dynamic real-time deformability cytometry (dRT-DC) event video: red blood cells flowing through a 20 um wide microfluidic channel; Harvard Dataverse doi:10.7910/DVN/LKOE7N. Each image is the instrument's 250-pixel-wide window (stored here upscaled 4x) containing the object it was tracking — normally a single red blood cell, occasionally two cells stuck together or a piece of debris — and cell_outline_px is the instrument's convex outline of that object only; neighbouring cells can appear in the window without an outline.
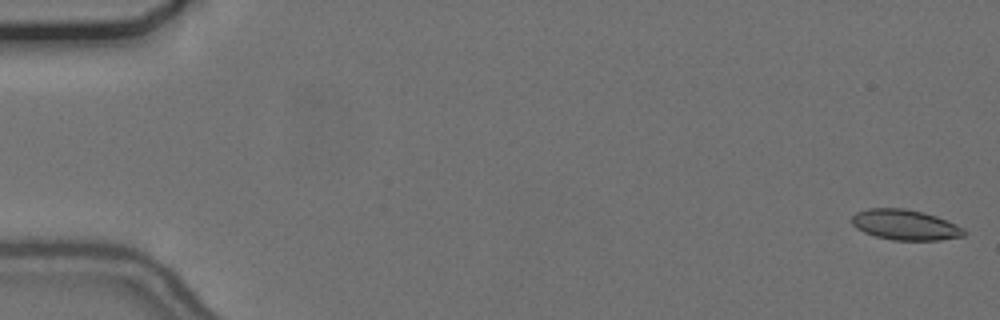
{"species": "common noctule bat (a hibernating species)", "species_latin": "Nyctalus noctula", "temperature_condition": "cold", "stored_images_in_passage": 56, "camera_frame_rate_fps": 3000, "um_per_image_px": 0.085, "animal": {"sex": "female", "body_mass_g": 24.6, "forearm_length_mm": 56.2}, "frame": {"image": 1, "passage_image": 1, "time_ms": 0.0, "image_size_px": [1000, 320], "cell_outline_px": [[968, 232], [964, 236], [940, 240], [892, 240], [876, 236], [864, 232], [856, 228], [852, 224], [852, 216], [856, 212], [868, 208], [904, 208], [924, 212], [936, 216], [956, 224], [964, 228]], "centroid_in_image_um": [76.96, 19.11], "position_along_channel_um": 8.0, "area_um2": 20.0}}
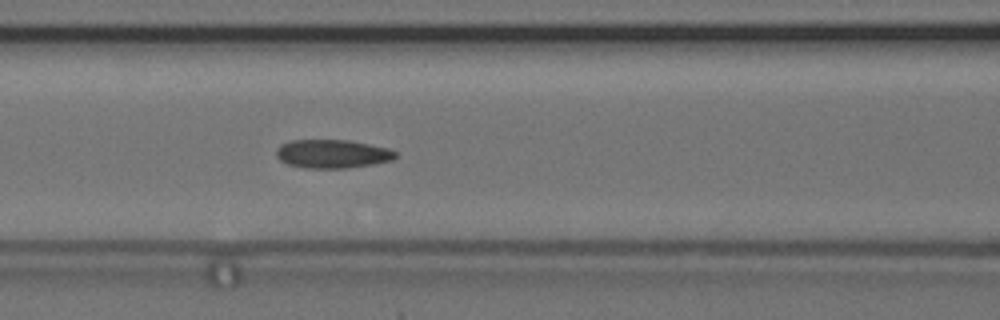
{"frame": {"image": 2, "passage_image": 24, "time_ms": 7.667, "image_size_px": [1000, 320], "cell_outline_px": [[396, 156], [392, 160], [372, 164], [348, 168], [304, 168], [288, 164], [280, 160], [276, 156], [276, 148], [280, 144], [292, 140], [348, 140], [388, 148], [396, 152]], "centroid_in_image_um": [28.21, 13.08], "position_along_channel_um": 138.4, "area_um2": 19.83}}
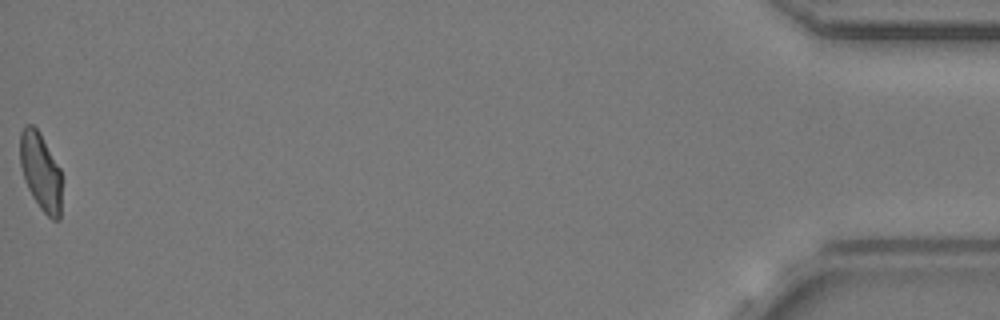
{"frame": {"image": 3, "passage_image": 56, "time_ms": 18.333, "image_size_px": [1000, 320], "cell_outline_px": [[60, 220], [52, 220], [40, 208], [32, 196], [24, 180], [20, 164], [20, 132], [24, 124], [32, 124], [40, 132], [60, 168]], "centroid_in_image_um": [3.43, 14.55], "position_along_channel_um": 431.8, "area_um2": 18.84}, "authors_computed_cell_mechanics": {"area_um2": 19.8832, "velocity_mm_per_s": 3.6856, "shape_relaxation_time_tau1_ms": null, "shape_relaxation_time_tau2_ms": 2.4225, "deformation_change_tau1": null, "deformation_change_tau2": 0.0914}}